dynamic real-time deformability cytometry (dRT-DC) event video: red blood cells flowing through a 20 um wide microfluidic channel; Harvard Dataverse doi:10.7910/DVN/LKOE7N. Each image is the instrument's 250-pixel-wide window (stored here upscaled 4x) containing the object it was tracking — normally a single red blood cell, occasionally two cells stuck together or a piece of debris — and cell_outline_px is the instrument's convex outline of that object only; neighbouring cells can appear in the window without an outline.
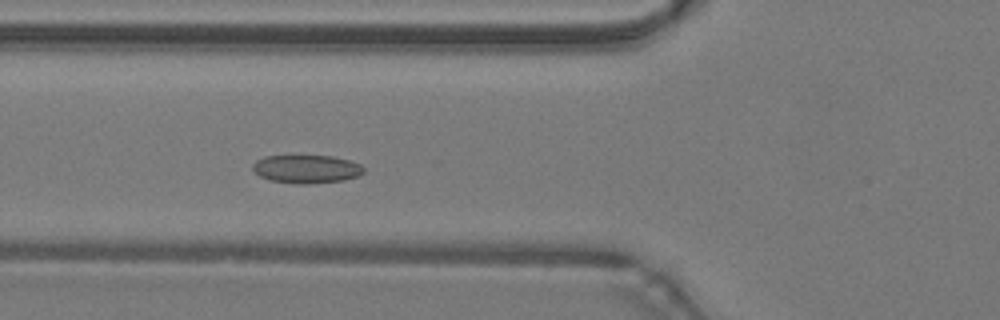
{"species": "common noctule bat (a hibernating species)", "species_latin": "Nyctalus noctula", "temperature_condition": "warm", "stored_images_in_passage": 44, "camera_frame_rate_fps": 3000, "um_per_image_px": 0.085, "animal": {"sex": "male", "body_mass_g": 19.2, "forearm_length_mm": 51.8}, "frame": {"image": 1, "passage_image": 14, "time_ms": 4.333, "image_size_px": [1000, 320], "cell_outline_px": [[364, 172], [360, 176], [344, 180], [308, 184], [296, 184], [272, 180], [260, 176], [252, 168], [252, 164], [256, 160], [264, 156], [332, 156], [348, 160], [360, 164], [364, 168]], "centroid_in_image_um": [26.07, 14.37], "position_along_channel_um": 99.7, "area_um2": 18.26}}
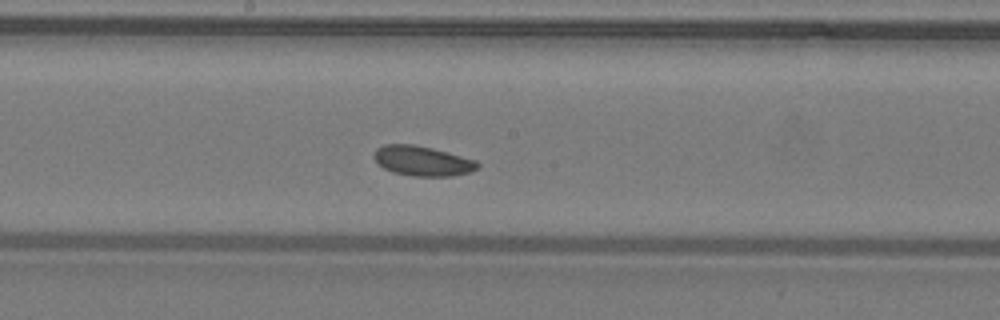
{"frame": {"image": 2, "passage_image": 22, "time_ms": 7.0, "image_size_px": [1000, 320], "cell_outline_px": [[480, 164], [476, 168], [468, 172], [452, 176], [412, 176], [392, 172], [384, 168], [372, 156], [376, 148], [384, 144], [412, 144], [432, 148], [476, 160]], "centroid_in_image_um": [35.87, 13.67], "position_along_channel_um": 212.3, "area_um2": 17.92}}
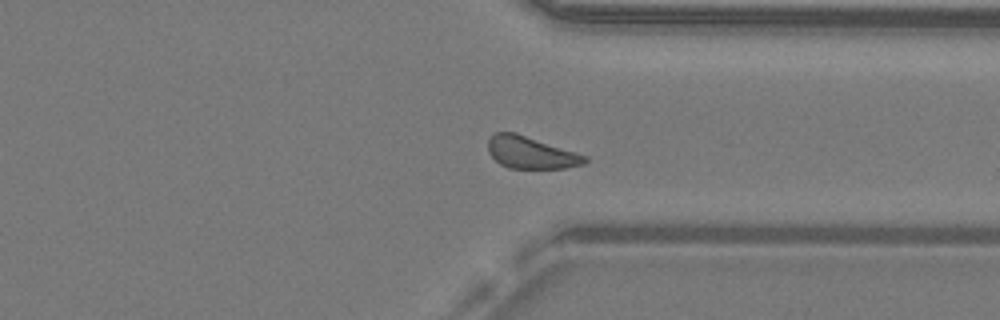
{"frame": {"image": 3, "passage_image": 33, "time_ms": 10.667, "image_size_px": [1000, 320], "cell_outline_px": [[588, 160], [584, 164], [564, 168], [508, 168], [500, 164], [488, 152], [488, 140], [492, 132], [516, 132], [588, 156]], "centroid_in_image_um": [45.11, 12.96], "position_along_channel_um": 366.3, "area_um2": 18.21}, "authors_computed_cell_mechanics": {"area_um2": 18.496, "velocity_mm_per_s": 4.2115, "shape_relaxation_time_tau1_ms": null, "shape_relaxation_time_tau2_ms": 4.2049, "deformation_change_tau1": null, "deformation_change_tau2": 0.0934}}